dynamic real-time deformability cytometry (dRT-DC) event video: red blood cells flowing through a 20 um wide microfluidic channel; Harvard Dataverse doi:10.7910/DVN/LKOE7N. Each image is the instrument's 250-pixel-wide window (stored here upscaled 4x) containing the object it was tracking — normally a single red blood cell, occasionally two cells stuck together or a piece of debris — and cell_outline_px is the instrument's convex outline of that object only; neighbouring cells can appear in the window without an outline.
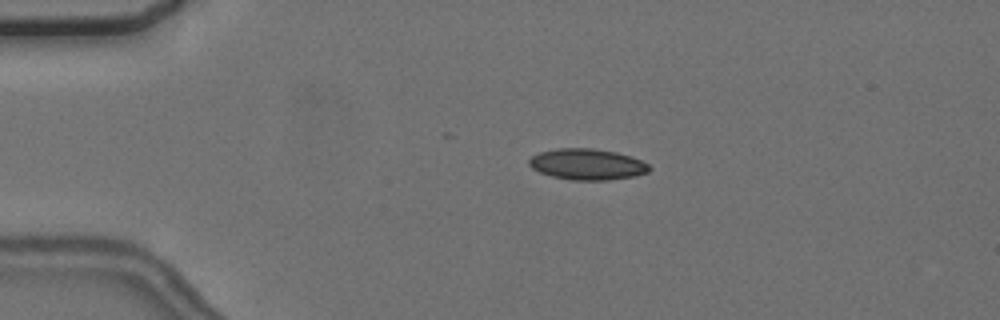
{"species": "common noctule bat (a hibernating species)", "species_latin": "Nyctalus noctula", "temperature_condition": "cold", "stored_images_in_passage": 6, "camera_frame_rate_fps": 3000, "um_per_image_px": 0.085, "animal": {"sex": "female", "body_mass_g": 24.6, "forearm_length_mm": 56.2}, "frame": {"image": 1, "passage_image": 4, "time_ms": 4.0, "image_size_px": [1000, 320], "cell_outline_px": [[652, 168], [648, 172], [632, 176], [608, 180], [572, 180], [552, 176], [540, 172], [532, 168], [528, 164], [528, 160], [532, 156], [540, 152], [556, 148], [592, 148], [616, 152], [632, 156], [648, 164]], "centroid_in_image_um": [49.91, 13.96], "position_along_channel_um": 35.1, "area_um2": 21.73}}